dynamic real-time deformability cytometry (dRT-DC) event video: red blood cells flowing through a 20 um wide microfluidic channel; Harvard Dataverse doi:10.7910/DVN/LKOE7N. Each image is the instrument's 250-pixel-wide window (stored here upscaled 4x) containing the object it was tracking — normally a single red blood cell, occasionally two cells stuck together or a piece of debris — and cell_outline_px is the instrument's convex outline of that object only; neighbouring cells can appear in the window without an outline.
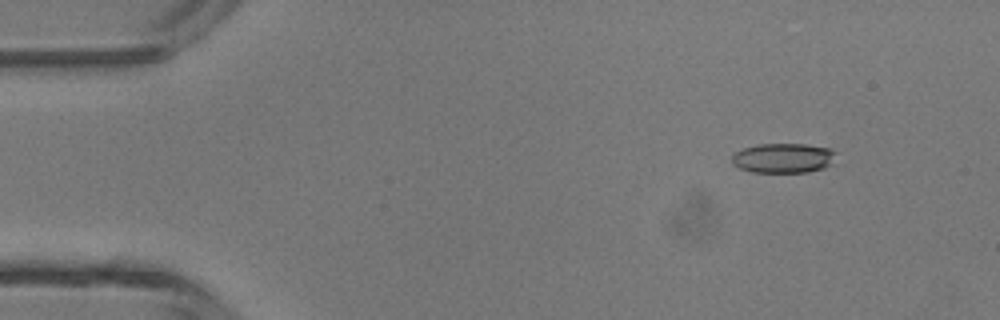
{"species": "common noctule bat (a hibernating species)", "species_latin": "Nyctalus noctula", "temperature_condition": "room temperature", "stored_images_in_passage": 35, "camera_frame_rate_fps": 3000, "um_per_image_px": 0.085, "animal": {"sex": "male", "body_mass_g": 13.3}, "frame": {"image": 1, "passage_image": 1, "time_ms": 0.0, "image_size_px": [1000, 320], "cell_outline_px": [[836, 152], [828, 164], [824, 168], [808, 172], [752, 172], [740, 168], [732, 164], [732, 156], [736, 152], [744, 148], [760, 144], [804, 144], [832, 148]], "centroid_in_image_um": [66.56, 13.43], "position_along_channel_um": 18.4, "area_um2": 17.86}}
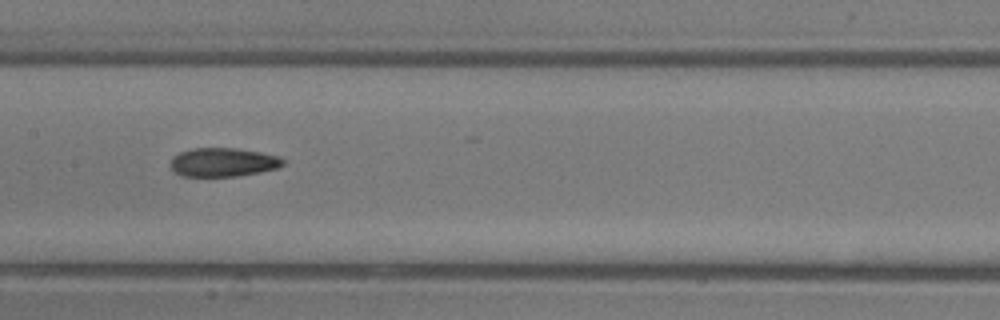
{"frame": {"image": 2, "passage_image": 19, "time_ms": 6.0, "image_size_px": [1000, 320], "cell_outline_px": [[284, 164], [276, 168], [260, 172], [240, 176], [180, 176], [168, 164], [172, 156], [180, 152], [192, 148], [236, 148], [260, 152], [276, 156], [284, 160]], "centroid_in_image_um": [18.91, 13.79], "position_along_channel_um": 188.5, "area_um2": 18.9}}
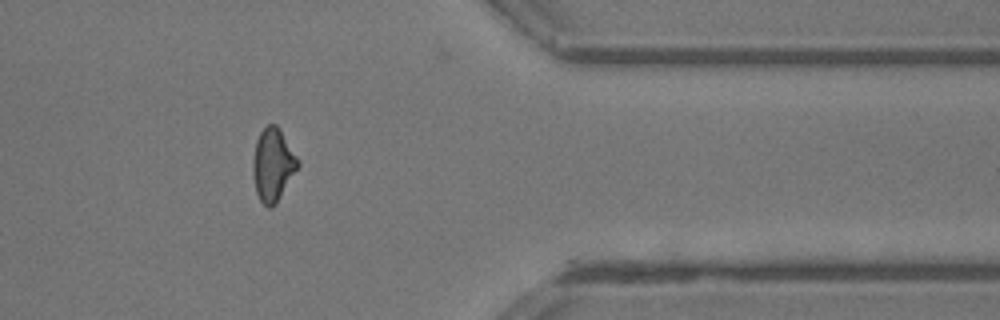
{"frame": {"image": 3, "passage_image": 34, "time_ms": 11.0, "image_size_px": [1000, 320], "cell_outline_px": [[300, 164], [276, 204], [268, 208], [260, 200], [256, 192], [252, 168], [252, 164], [256, 140], [260, 132], [268, 124], [276, 124], [280, 128], [300, 160]], "centroid_in_image_um": [23.21, 13.98], "position_along_channel_um": 388.2, "area_um2": 19.13}, "authors_computed_cell_mechanics": {"area_um2": 18.6116, "velocity_mm_per_s": 4.3792, "shape_relaxation_time_tau1_ms": null, "shape_relaxation_time_tau2_ms": 2.5519, "deformation_change_tau1": null, "deformation_change_tau2": 0.0995}}